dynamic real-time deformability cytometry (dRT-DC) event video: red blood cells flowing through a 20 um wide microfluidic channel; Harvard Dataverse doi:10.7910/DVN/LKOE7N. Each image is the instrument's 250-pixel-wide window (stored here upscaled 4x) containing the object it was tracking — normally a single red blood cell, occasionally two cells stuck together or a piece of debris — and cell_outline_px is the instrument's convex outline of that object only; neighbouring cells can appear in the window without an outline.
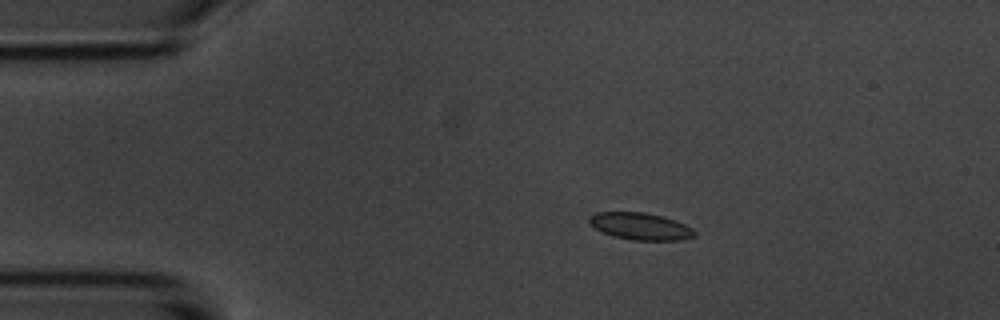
{"species": "common noctule bat (a hibernating species)", "species_latin": "Nyctalus noctula", "temperature_condition": "room temperature", "stored_images_in_passage": 7, "camera_frame_rate_fps": 3000, "um_per_image_px": 0.085, "animal": {"sex": "male", "body_mass_g": 20.1, "forearm_length_mm": 53.5}, "frame": {"image": 1, "passage_image": 3, "time_ms": 2.667, "image_size_px": [1000, 320], "cell_outline_px": [[696, 236], [684, 240], [632, 240], [612, 236], [596, 228], [588, 220], [588, 216], [596, 212], [644, 212], [660, 216], [684, 224], [692, 228], [696, 232]], "centroid_in_image_um": [54.44, 19.24], "position_along_channel_um": 30.6, "area_um2": 16.47}}
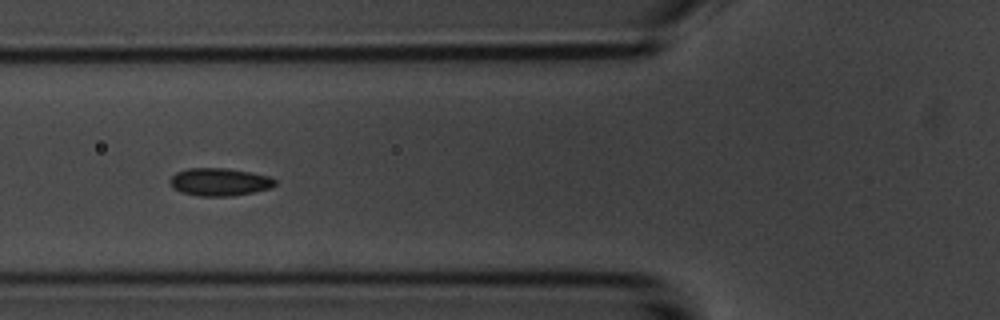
{"frame": {"image": 2, "passage_image": 6, "time_ms": 6.0, "image_size_px": [1000, 320], "cell_outline_px": [[276, 184], [272, 188], [232, 196], [200, 196], [180, 192], [172, 188], [168, 180], [176, 172], [188, 168], [228, 168], [252, 172], [272, 176], [276, 180]], "centroid_in_image_um": [18.67, 15.46], "position_along_channel_um": 107.1, "area_um2": 17.28}}
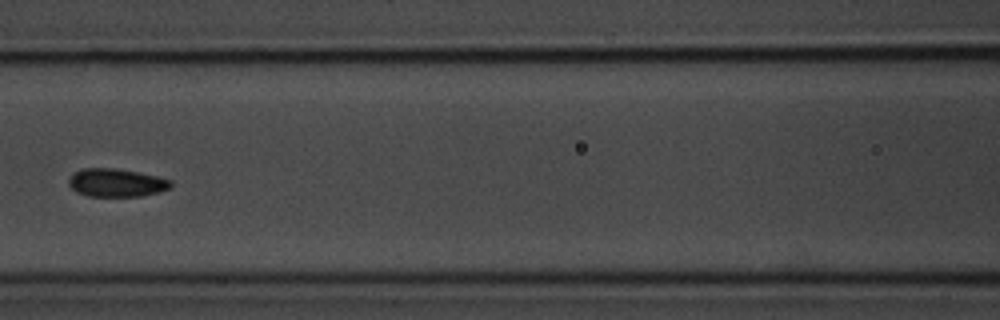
{"frame": {"image": 3, "passage_image": 7, "time_ms": 7.333, "image_size_px": [1000, 320], "cell_outline_px": [[172, 188], [160, 192], [140, 196], [88, 196], [76, 192], [68, 184], [68, 180], [72, 172], [80, 168], [116, 168], [156, 176], [172, 180]], "centroid_in_image_um": [9.87, 15.53], "position_along_channel_um": 156.7, "area_um2": 16.94}}